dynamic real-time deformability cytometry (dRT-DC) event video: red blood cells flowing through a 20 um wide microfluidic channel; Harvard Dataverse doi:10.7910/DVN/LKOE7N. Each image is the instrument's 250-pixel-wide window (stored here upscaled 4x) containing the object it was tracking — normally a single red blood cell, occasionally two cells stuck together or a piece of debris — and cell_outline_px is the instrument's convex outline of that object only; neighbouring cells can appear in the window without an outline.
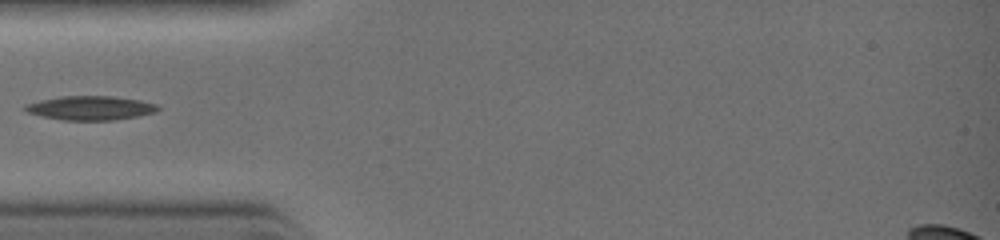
{"species": "common noctule bat (a hibernating species)", "species_latin": "Nyctalus noctula", "temperature_condition": "warm", "stored_images_in_passage": 32, "camera_frame_rate_fps": 3000, "um_per_image_px": 0.085, "animal": {"sex": "female", "body_mass_g": 19.0, "forearm_length_mm": 51.5}, "frame": {"image": 1, "passage_image": 10, "time_ms": 3.0, "image_size_px": [1000, 240], "cell_outline_px": [[160, 108], [156, 112], [136, 116], [112, 120], [64, 120], [40, 116], [28, 112], [24, 108], [24, 104], [40, 100], [60, 96], [112, 96], [140, 100], [156, 104]], "centroid_in_image_um": [7.67, 9.17], "position_along_channel_um": 77.3, "area_um2": 18.55}}
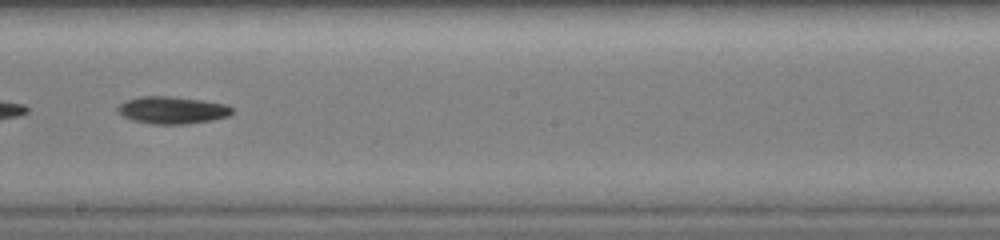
{"frame": {"image": 2, "passage_image": 18, "time_ms": 5.667, "image_size_px": [1000, 240], "cell_outline_px": [[232, 112], [228, 116], [212, 120], [184, 124], [152, 124], [132, 120], [116, 112], [116, 108], [124, 100], [140, 96], [172, 96], [204, 100], [228, 104], [232, 108]], "centroid_in_image_um": [14.62, 9.35], "position_along_channel_um": 233.6, "area_um2": 18.38}}
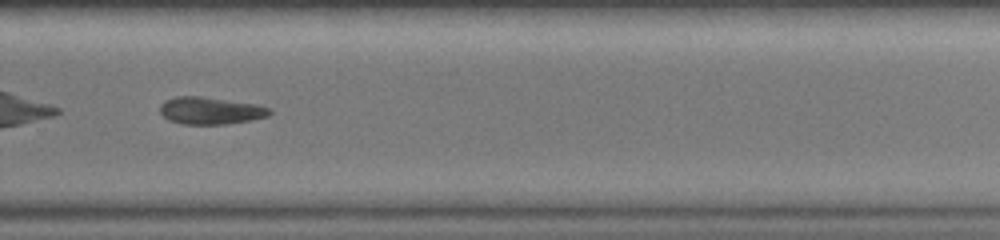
{"frame": {"image": 3, "passage_image": 22, "time_ms": 7.0, "image_size_px": [1000, 240], "cell_outline_px": [[272, 112], [268, 116], [252, 120], [224, 124], [184, 124], [168, 120], [160, 112], [160, 104], [164, 100], [176, 96], [200, 96], [256, 104], [268, 108]], "centroid_in_image_um": [17.86, 9.4], "position_along_channel_um": 311.9, "area_um2": 17.34}}